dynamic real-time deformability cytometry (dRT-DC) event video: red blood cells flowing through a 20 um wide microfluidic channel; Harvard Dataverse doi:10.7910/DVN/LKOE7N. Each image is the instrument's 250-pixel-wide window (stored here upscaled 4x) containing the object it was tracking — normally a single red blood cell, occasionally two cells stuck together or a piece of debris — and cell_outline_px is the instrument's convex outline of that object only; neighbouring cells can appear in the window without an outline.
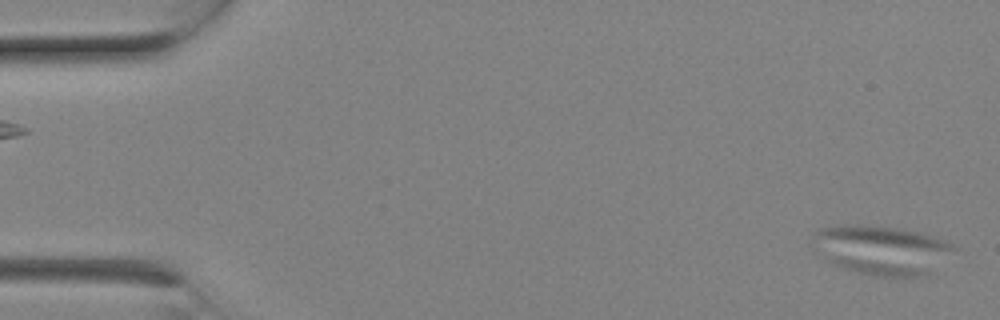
{"species": "Egyptian fruit bat (a non-hibernating species)", "species_latin": "Rousettus aegyptiacus", "temperature_condition": "room temperature", "stored_images_in_passage": 7, "camera_frame_rate_fps": 3000, "um_per_image_px": 0.085, "animal": {"sex": "female"}, "frame": {"image": 1, "passage_image": 1, "time_ms": 0.0, "image_size_px": [1000, 320], "cell_outline_px": [[956, 248], [928, 276], [900, 280], [872, 276], [844, 268], [828, 260], [824, 256], [816, 236], [816, 232], [820, 228], [856, 224], [896, 228], [916, 232], [932, 236], [944, 240], [952, 244]], "centroid_in_image_um": [75.08, 21.31], "position_along_channel_um": 9.9, "area_um2": 39.94}}